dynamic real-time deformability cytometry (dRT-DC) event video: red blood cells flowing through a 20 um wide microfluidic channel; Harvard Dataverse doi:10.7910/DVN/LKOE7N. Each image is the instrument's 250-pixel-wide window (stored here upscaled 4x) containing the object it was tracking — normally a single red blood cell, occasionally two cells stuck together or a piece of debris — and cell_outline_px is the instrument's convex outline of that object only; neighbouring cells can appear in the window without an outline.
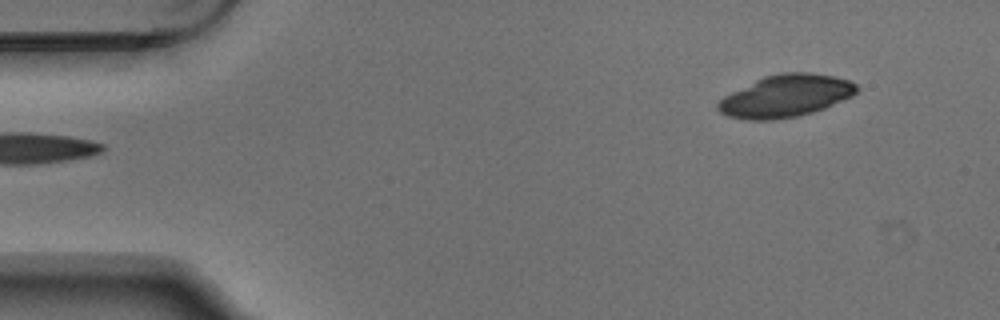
{"species": "Egyptian fruit bat (a non-hibernating species)", "species_latin": "Rousettus aegyptiacus", "temperature_condition": "warm", "stored_images_in_passage": 5, "segment_of_instrument_passage": [2, 2], "camera_frame_rate_fps": 3000, "um_per_image_px": 0.085, "animal": {"sex": "male"}, "frame": {"image": 1, "passage_image": 5, "time_ms": 1.333, "image_size_px": [1000, 320], "cell_outline_px": [[860, 88], [852, 96], [824, 108], [812, 112], [796, 116], [776, 120], [748, 120], [728, 116], [720, 112], [716, 108], [716, 104], [724, 96], [764, 76], [780, 72], [808, 72], [832, 76], [848, 80], [856, 84]], "centroid_in_image_um": [66.78, 8.16], "position_along_channel_um": 18.2, "area_um2": 33.99}}